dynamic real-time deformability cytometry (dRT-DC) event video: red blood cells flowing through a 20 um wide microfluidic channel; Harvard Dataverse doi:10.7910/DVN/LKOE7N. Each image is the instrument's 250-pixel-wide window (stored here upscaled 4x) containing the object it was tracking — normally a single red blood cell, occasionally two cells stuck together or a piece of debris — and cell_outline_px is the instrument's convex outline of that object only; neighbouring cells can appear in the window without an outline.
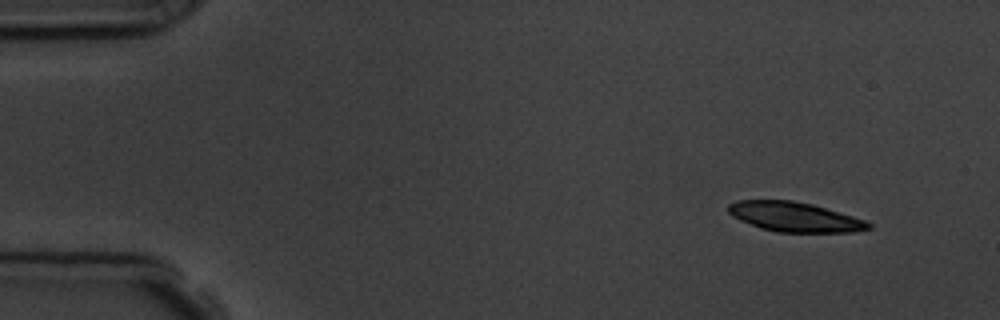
{"species": "common noctule bat (a hibernating species)", "species_latin": "Nyctalus noctula", "temperature_condition": "room temperature", "stored_images_in_passage": 4, "camera_frame_rate_fps": 3000, "um_per_image_px": 0.085, "animal": {"sex": "male", "body_mass_g": 19.5, "forearm_length_mm": 54.6}, "frame": {"image": 1, "passage_image": 1, "time_ms": 0.0, "image_size_px": [1000, 320], "cell_outline_px": [[872, 228], [852, 232], [776, 232], [760, 228], [740, 220], [732, 216], [728, 212], [728, 204], [736, 200], [792, 200], [812, 204], [852, 216], [864, 220], [872, 224]], "centroid_in_image_um": [67.52, 18.43], "position_along_channel_um": 17.5, "area_um2": 24.16}}
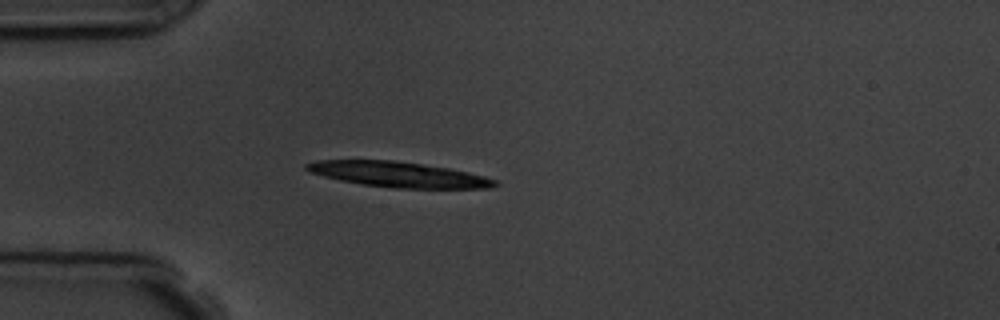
{"frame": {"image": 2, "passage_image": 4, "time_ms": 3.333, "image_size_px": [1000, 320], "cell_outline_px": [[500, 184], [492, 188], [396, 188], [364, 184], [340, 180], [308, 172], [304, 168], [304, 164], [316, 160], [392, 160], [448, 168], [468, 172], [484, 176], [496, 180]], "centroid_in_image_um": [33.85, 14.83], "position_along_channel_um": 51.1, "area_um2": 27.69}}